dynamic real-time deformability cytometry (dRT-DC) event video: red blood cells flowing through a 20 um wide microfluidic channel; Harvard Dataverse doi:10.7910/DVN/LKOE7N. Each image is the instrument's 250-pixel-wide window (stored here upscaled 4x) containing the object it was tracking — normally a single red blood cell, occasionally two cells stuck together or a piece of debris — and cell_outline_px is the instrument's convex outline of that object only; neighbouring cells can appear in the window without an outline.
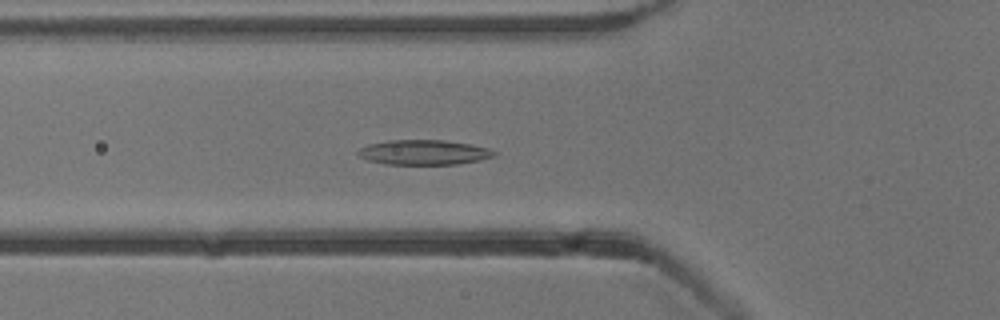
{"species": "common noctule bat (a hibernating species)", "species_latin": "Nyctalus noctula", "temperature_condition": "cold", "stored_images_in_passage": 44, "camera_frame_rate_fps": 3000, "um_per_image_px": 0.085, "animal": {"sex": "male", "body_mass_g": 13.3}, "frame": {"image": 1, "passage_image": 10, "time_ms": 3.0, "image_size_px": [1000, 320], "cell_outline_px": [[496, 156], [480, 160], [456, 164], [384, 164], [368, 160], [360, 156], [356, 152], [360, 148], [368, 144], [388, 140], [444, 140], [472, 144], [488, 148], [496, 152]], "centroid_in_image_um": [36.03, 12.94], "position_along_channel_um": 89.8, "area_um2": 19.77}}
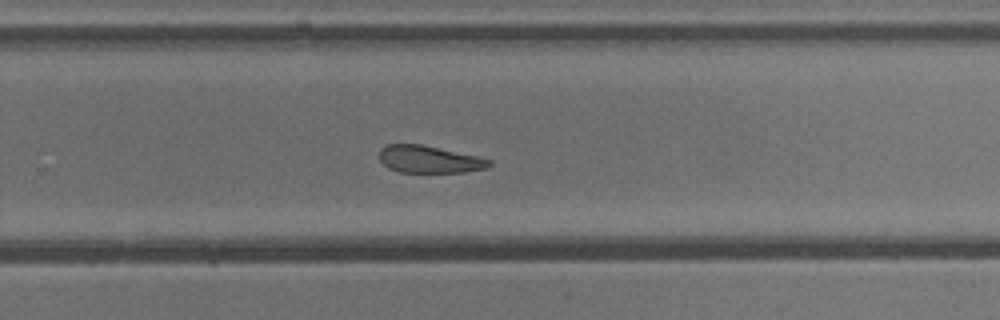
{"frame": {"image": 2, "passage_image": 26, "time_ms": 8.333, "image_size_px": [1000, 320], "cell_outline_px": [[492, 164], [484, 168], [464, 172], [400, 172], [388, 168], [380, 160], [380, 148], [388, 144], [420, 144], [476, 156], [492, 160]], "centroid_in_image_um": [36.46, 13.54], "position_along_channel_um": 293.3, "area_um2": 17.22}}
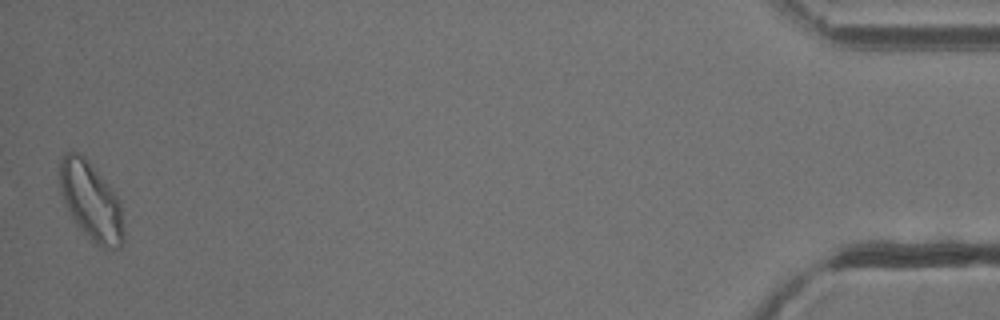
{"frame": {"image": 3, "passage_image": 44, "time_ms": 14.333, "image_size_px": [1000, 320], "cell_outline_px": [[124, 240], [120, 248], [112, 252], [96, 244], [76, 224], [60, 192], [60, 160], [64, 152], [76, 152], [84, 156], [92, 164], [112, 188], [120, 200], [124, 232]], "centroid_in_image_um": [7.78, 17.12], "position_along_channel_um": 427.4, "area_um2": 29.3}, "authors_computed_cell_mechanics": {"area_um2": 19.9121, "velocity_mm_per_s": 3.8204, "shape_relaxation_time_tau1_ms": 4.3591, "shape_relaxation_time_tau2_ms": 5.547, "deformation_change_tau1": 0.1225, "deformation_change_tau2": 0.135}}